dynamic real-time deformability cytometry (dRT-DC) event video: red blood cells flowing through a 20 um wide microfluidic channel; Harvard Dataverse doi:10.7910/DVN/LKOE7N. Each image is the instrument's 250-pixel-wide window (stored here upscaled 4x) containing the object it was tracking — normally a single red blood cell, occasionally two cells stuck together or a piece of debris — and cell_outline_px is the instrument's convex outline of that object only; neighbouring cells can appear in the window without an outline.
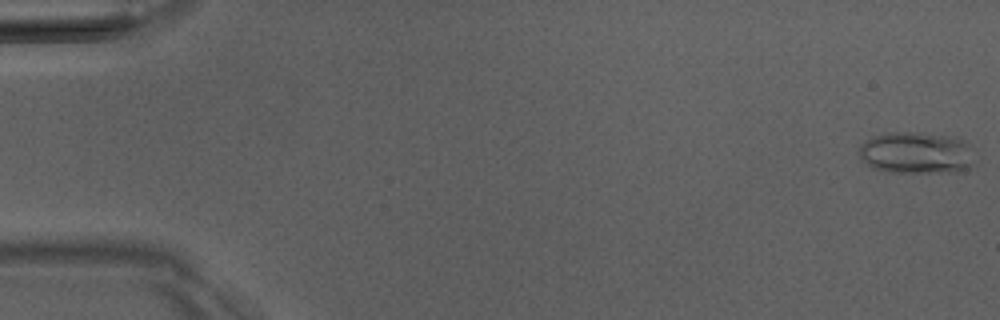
{"species": "Egyptian fruit bat (a non-hibernating species)", "species_latin": "Rousettus aegyptiacus", "temperature_condition": "room temperature", "stored_images_in_passage": 5, "camera_frame_rate_fps": 3000, "um_per_image_px": 0.085, "animal": {"sex": "male"}, "frame": {"image": 1, "passage_image": 1, "time_ms": 0.0, "image_size_px": [1000, 320], "cell_outline_px": [[972, 164], [968, 168], [956, 172], [888, 172], [876, 168], [860, 160], [860, 144], [872, 136], [888, 132], [920, 132], [960, 136], [972, 144]], "centroid_in_image_um": [77.94, 12.96], "position_along_channel_um": 7.1, "area_um2": 28.73}}